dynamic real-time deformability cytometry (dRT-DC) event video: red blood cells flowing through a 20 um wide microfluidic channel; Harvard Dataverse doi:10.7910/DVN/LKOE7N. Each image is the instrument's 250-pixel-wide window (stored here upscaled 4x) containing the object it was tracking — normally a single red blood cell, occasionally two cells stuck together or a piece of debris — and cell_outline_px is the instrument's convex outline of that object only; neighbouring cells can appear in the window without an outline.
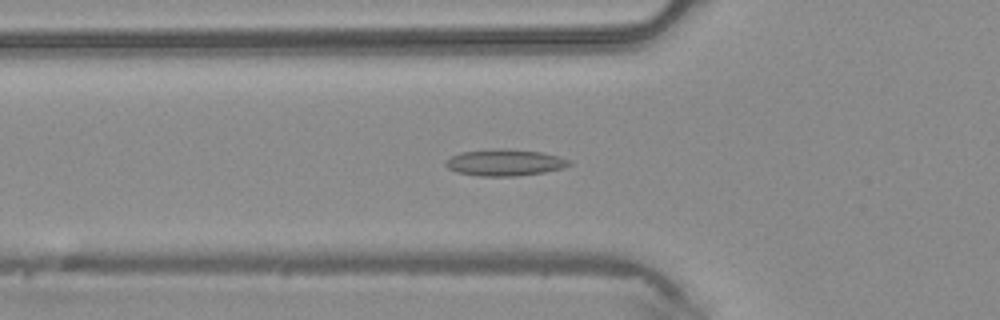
{"species": "common noctule bat (a hibernating species)", "species_latin": "Nyctalus noctula", "temperature_condition": "warm", "stored_images_in_passage": 38, "camera_frame_rate_fps": 3000, "um_per_image_px": 0.085, "animal": {"sex": "male", "body_mass_g": 20.4}, "frame": {"image": 1, "passage_image": 8, "time_ms": 2.333, "image_size_px": [1000, 320], "cell_outline_px": [[572, 164], [564, 168], [544, 172], [516, 176], [480, 176], [456, 172], [448, 168], [444, 164], [444, 160], [460, 152], [500, 148], [540, 152], [572, 160]], "centroid_in_image_um": [42.89, 13.82], "position_along_channel_um": 82.9, "area_um2": 19.13}}
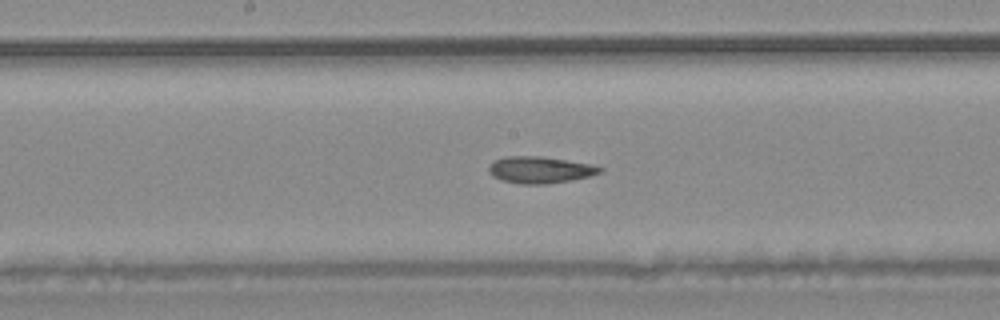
{"frame": {"image": 2, "passage_image": 16, "time_ms": 5.0, "image_size_px": [1000, 320], "cell_outline_px": [[604, 168], [600, 172], [588, 176], [572, 180], [548, 184], [520, 184], [500, 180], [492, 176], [488, 172], [488, 164], [492, 160], [504, 156], [544, 156], [588, 164]], "centroid_in_image_um": [45.8, 14.43], "position_along_channel_um": 202.4, "area_um2": 17.46}}
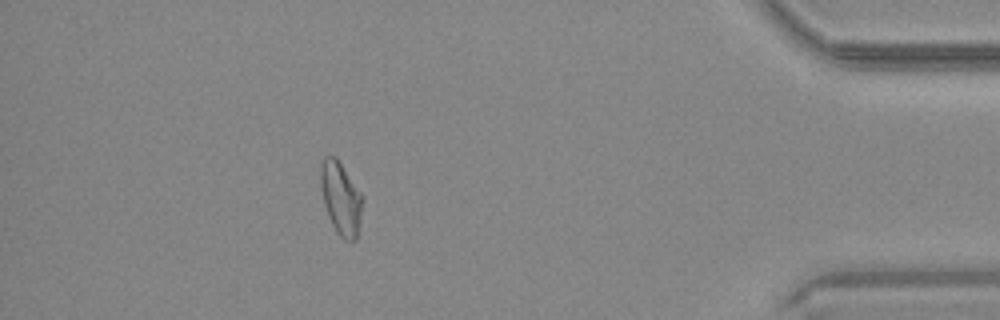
{"frame": {"image": 3, "passage_image": 33, "time_ms": 10.667, "image_size_px": [1000, 320], "cell_outline_px": [[364, 200], [356, 240], [344, 240], [336, 232], [328, 216], [324, 204], [320, 184], [320, 164], [324, 156], [336, 156], [364, 196]], "centroid_in_image_um": [28.98, 16.83], "position_along_channel_um": 406.2, "area_um2": 18.03}}